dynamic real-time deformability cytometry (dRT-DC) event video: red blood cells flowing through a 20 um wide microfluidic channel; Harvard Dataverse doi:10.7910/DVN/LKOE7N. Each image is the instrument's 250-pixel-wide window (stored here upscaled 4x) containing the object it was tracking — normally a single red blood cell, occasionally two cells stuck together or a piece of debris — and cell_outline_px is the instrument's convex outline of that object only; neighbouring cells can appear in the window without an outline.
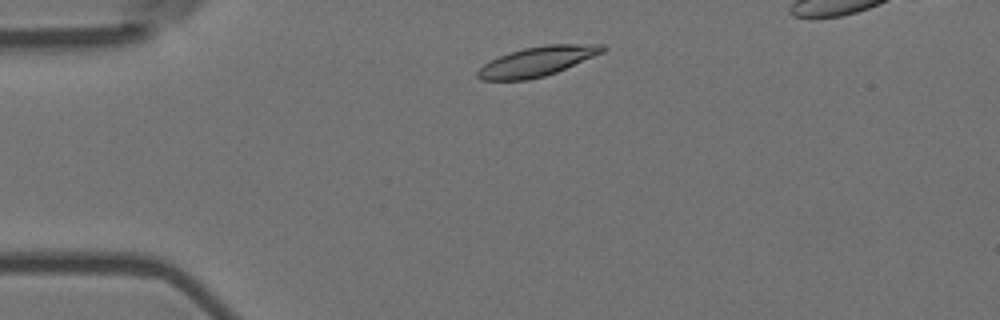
{"species": "Egyptian fruit bat (a non-hibernating species)", "species_latin": "Rousettus aegyptiacus", "temperature_condition": "room temperature", "stored_images_in_passage": 2, "camera_frame_rate_fps": 3000, "um_per_image_px": 0.085, "animal": {"sex": "female"}, "frame": {"image": 1, "passage_image": 2, "time_ms": 0.333, "image_size_px": [1000, 320], "cell_outline_px": [[608, 48], [604, 52], [556, 72], [544, 76], [528, 80], [480, 80], [476, 76], [476, 72], [484, 64], [500, 56], [524, 48], [548, 44], [604, 44]], "centroid_in_image_um": [45.69, 5.22], "position_along_channel_um": 39.3, "area_um2": 21.39}}